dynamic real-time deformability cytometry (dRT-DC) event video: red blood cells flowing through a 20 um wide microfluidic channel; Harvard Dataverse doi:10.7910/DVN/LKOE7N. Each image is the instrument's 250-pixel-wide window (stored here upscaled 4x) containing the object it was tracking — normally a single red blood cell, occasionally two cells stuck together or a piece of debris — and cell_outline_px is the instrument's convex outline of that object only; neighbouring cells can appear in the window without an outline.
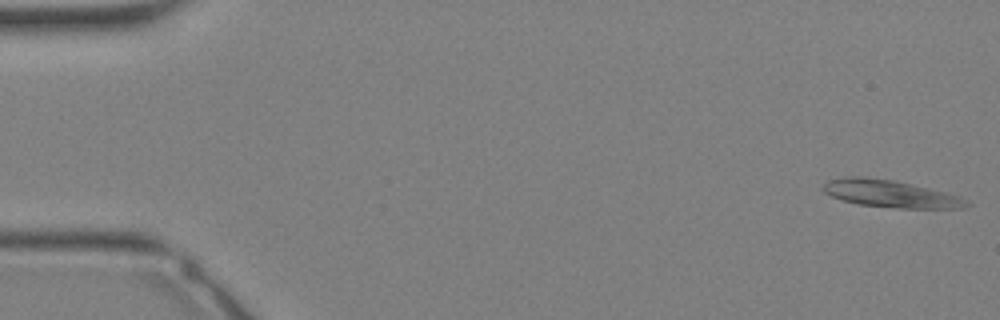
{"species": "Egyptian fruit bat (a non-hibernating species)", "species_latin": "Rousettus aegyptiacus", "temperature_condition": "warm", "stored_images_in_passage": 10, "camera_frame_rate_fps": 3000, "um_per_image_px": 0.085, "animal": {"sex": "female"}, "frame": {"image": 1, "passage_image": 1, "time_ms": 0.0, "image_size_px": [1000, 320], "cell_outline_px": [[972, 204], [964, 208], [896, 208], [856, 204], [832, 196], [824, 192], [824, 184], [828, 180], [844, 176], [864, 176], [892, 180], [944, 192], [960, 196], [968, 200]], "centroid_in_image_um": [75.69, 16.47], "position_along_channel_um": 9.3, "area_um2": 22.66}}